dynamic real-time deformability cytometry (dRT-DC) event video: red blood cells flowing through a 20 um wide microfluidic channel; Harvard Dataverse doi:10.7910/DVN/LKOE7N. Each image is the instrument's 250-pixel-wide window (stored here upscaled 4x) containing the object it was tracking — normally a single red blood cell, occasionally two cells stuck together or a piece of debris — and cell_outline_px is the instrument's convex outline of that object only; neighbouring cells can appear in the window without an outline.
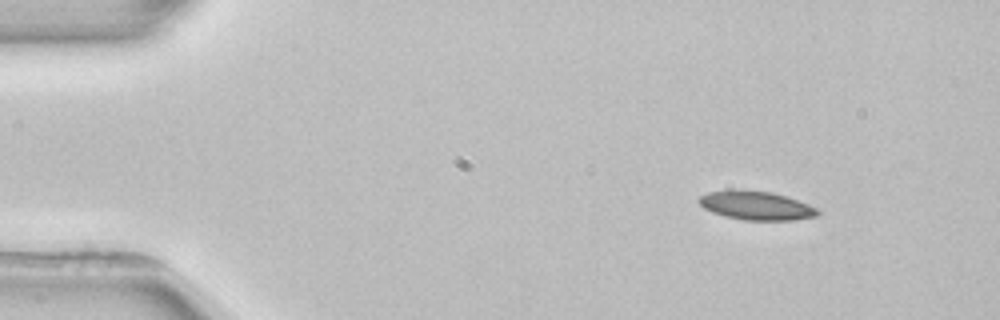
{"species": "common noctule bat (a hibernating species)", "species_latin": "Nyctalus noctula", "temperature_condition": "room temperature", "stored_images_in_passage": 3, "camera_frame_rate_fps": 3000, "um_per_image_px": 0.085, "animal": {"sex": "female", "body_mass_g": 22.7, "forearm_length_mm": 54.2}, "frame": {"image": 1, "passage_image": 1, "time_ms": 0.0, "image_size_px": [1000, 320], "cell_outline_px": [[820, 212], [816, 216], [792, 220], [744, 220], [724, 216], [712, 212], [704, 208], [696, 200], [700, 196], [708, 192], [732, 188], [772, 192], [808, 204], [816, 208]], "centroid_in_image_um": [64.21, 17.45], "position_along_channel_um": 20.8, "area_um2": 20.0}}